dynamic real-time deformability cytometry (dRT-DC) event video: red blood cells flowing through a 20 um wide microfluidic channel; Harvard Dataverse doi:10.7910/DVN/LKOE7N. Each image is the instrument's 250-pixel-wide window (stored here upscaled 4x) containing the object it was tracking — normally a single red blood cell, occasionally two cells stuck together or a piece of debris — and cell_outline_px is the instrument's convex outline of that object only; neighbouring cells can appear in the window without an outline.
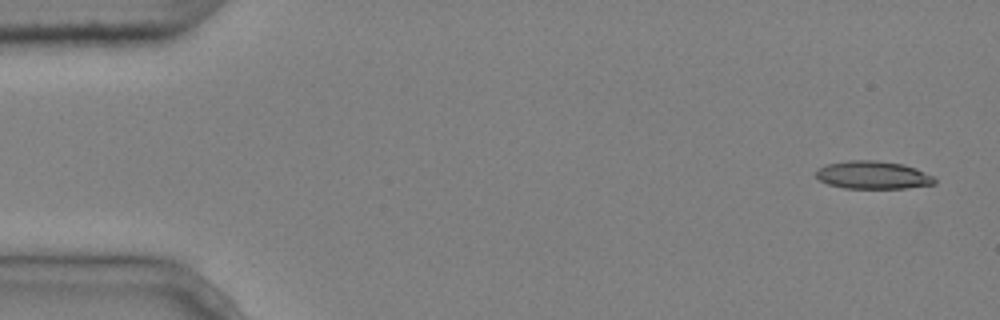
{"species": "common noctule bat (a hibernating species)", "species_latin": "Nyctalus noctula", "temperature_condition": "cold", "stored_images_in_passage": 6, "camera_frame_rate_fps": 3000, "um_per_image_px": 0.085, "animal": {"sex": "male", "body_mass_g": 20.4}, "frame": {"image": 1, "passage_image": 1, "time_ms": 0.0, "image_size_px": [1000, 320], "cell_outline_px": [[936, 184], [908, 188], [844, 188], [828, 184], [820, 180], [816, 176], [816, 168], [824, 164], [848, 160], [876, 160], [904, 164], [916, 168], [932, 176], [936, 180]], "centroid_in_image_um": [74.18, 14.87], "position_along_channel_um": 10.8, "area_um2": 19.48}}
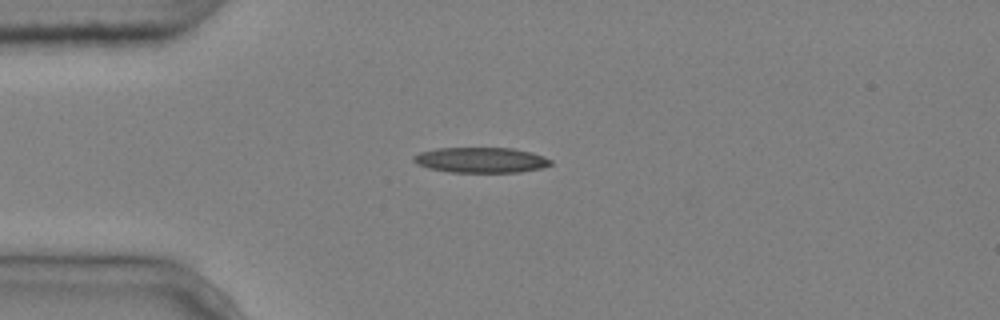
{"frame": {"image": 2, "passage_image": 4, "time_ms": 1.0, "image_size_px": [1000, 320], "cell_outline_px": [[552, 164], [540, 168], [520, 172], [448, 172], [428, 168], [416, 164], [412, 160], [412, 156], [420, 152], [436, 148], [512, 148], [532, 152], [544, 156], [552, 160]], "centroid_in_image_um": [40.85, 13.6], "position_along_channel_um": 44.1, "area_um2": 20.4}}